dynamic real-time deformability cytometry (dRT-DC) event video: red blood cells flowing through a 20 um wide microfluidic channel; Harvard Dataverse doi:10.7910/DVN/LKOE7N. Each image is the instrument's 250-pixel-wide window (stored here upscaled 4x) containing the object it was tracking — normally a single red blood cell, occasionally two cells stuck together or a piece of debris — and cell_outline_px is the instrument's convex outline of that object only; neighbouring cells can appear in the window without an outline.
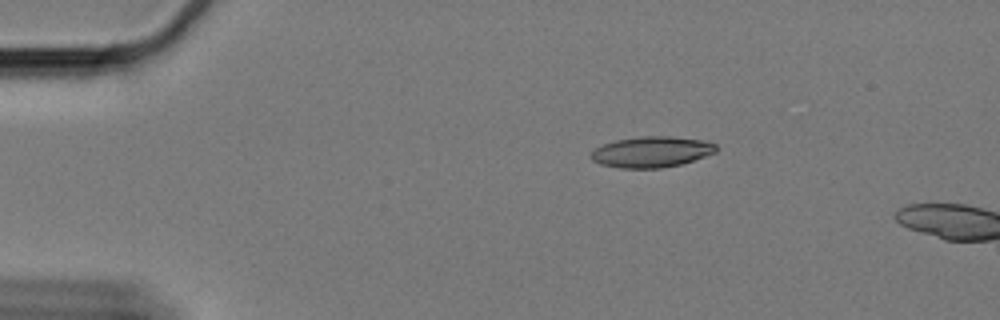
{"species": "Egyptian fruit bat (a non-hibernating species)", "species_latin": "Rousettus aegyptiacus", "temperature_condition": "cold", "stored_images_in_passage": 5, "camera_frame_rate_fps": 3000, "um_per_image_px": 0.085, "animal": {"sex": "female"}, "frame": {"image": 1, "passage_image": 1, "time_ms": 0.0, "image_size_px": [1000, 320], "cell_outline_px": [[716, 152], [680, 164], [660, 168], [620, 168], [600, 164], [592, 160], [592, 152], [596, 148], [604, 144], [616, 140], [644, 136], [668, 136], [704, 140], [716, 144]], "centroid_in_image_um": [55.38, 12.91], "position_along_channel_um": 29.6, "area_um2": 22.2}}